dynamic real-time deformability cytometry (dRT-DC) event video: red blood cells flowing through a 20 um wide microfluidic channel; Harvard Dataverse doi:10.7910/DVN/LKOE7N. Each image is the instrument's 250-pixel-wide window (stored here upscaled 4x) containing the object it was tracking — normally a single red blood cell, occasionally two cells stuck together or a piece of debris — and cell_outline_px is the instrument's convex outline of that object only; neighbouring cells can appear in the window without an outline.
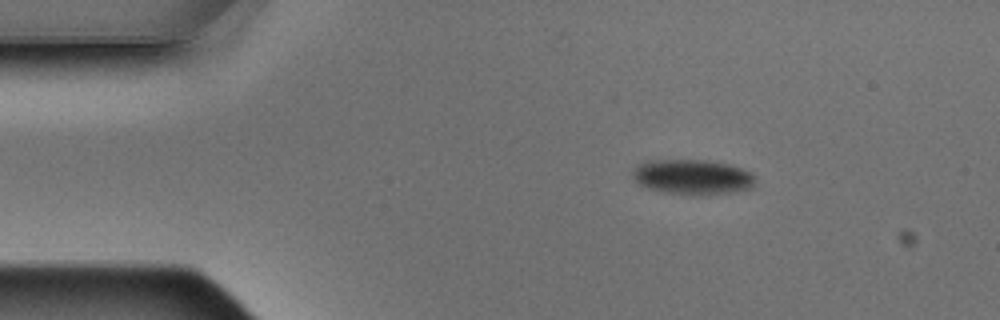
{"species": "Egyptian fruit bat (a non-hibernating species)", "species_latin": "Rousettus aegyptiacus", "temperature_condition": "warm", "stored_images_in_passage": 3, "camera_frame_rate_fps": 3000, "um_per_image_px": 0.085, "animal": {"sex": "male"}, "frame": {"image": 1, "passage_image": 1, "time_ms": 0.0, "image_size_px": [1000, 320], "cell_outline_px": [[756, 176], [752, 188], [732, 192], [668, 192], [648, 188], [640, 184], [632, 176], [632, 168], [636, 164], [648, 160], [708, 160], [728, 164], [744, 168], [752, 172]], "centroid_in_image_um": [58.86, 14.98], "position_along_channel_um": 26.1, "area_um2": 24.45}}